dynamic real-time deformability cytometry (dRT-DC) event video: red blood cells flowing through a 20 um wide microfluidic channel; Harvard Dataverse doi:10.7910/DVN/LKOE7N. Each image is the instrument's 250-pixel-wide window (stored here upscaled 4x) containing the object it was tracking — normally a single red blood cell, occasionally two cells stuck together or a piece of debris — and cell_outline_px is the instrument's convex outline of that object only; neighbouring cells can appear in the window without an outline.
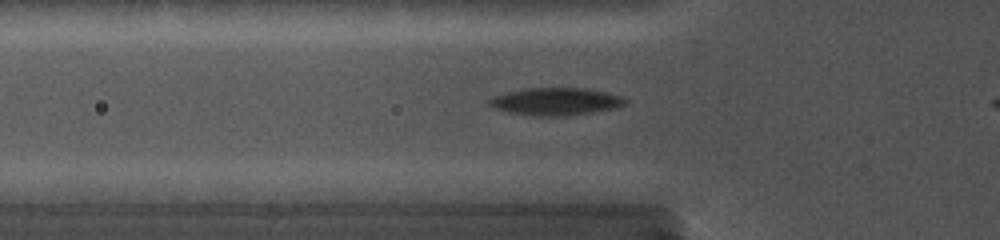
{"species": "common noctule bat (a hibernating species)", "species_latin": "Nyctalus noctula", "temperature_condition": "cold", "stored_images_in_passage": 33, "camera_frame_rate_fps": 5000, "um_per_image_px": 0.085, "animal": {"sex": "female", "body_mass_g": 19.0, "forearm_length_mm": 56.7}, "frame": {"image": 1, "passage_image": 9, "time_ms": 3.2, "image_size_px": [1000, 240], "cell_outline_px": [[628, 100], [624, 104], [616, 108], [592, 112], [564, 116], [536, 116], [508, 112], [492, 108], [488, 104], [488, 100], [492, 96], [524, 88], [584, 88], [604, 92], [620, 96]], "centroid_in_image_um": [47.18, 8.63], "position_along_channel_um": 78.6, "area_um2": 21.73}}
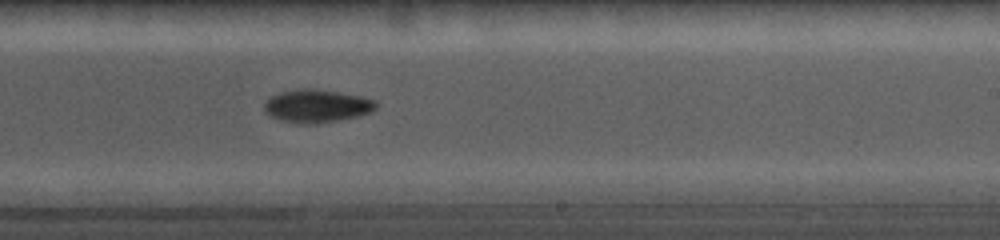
{"frame": {"image": 2, "passage_image": 21, "time_ms": 8.0, "image_size_px": [1000, 240], "cell_outline_px": [[380, 104], [376, 108], [360, 116], [316, 124], [304, 124], [280, 120], [264, 112], [264, 104], [272, 96], [280, 92], [304, 88], [308, 88], [336, 92], [360, 96], [376, 100]], "centroid_in_image_um": [26.95, 9.02], "position_along_channel_um": 262.1, "area_um2": 21.33}}
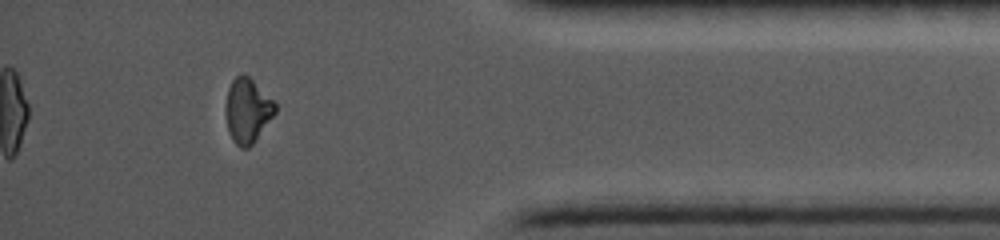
{"frame": {"image": 3, "passage_image": 32, "time_ms": 12.4, "image_size_px": [1000, 240], "cell_outline_px": [[276, 112], [252, 144], [248, 148], [240, 148], [232, 140], [228, 132], [224, 112], [224, 104], [228, 88], [232, 80], [236, 76], [248, 76], [276, 104]], "centroid_in_image_um": [20.98, 9.43], "position_along_channel_um": 414.2, "area_um2": 18.5}}